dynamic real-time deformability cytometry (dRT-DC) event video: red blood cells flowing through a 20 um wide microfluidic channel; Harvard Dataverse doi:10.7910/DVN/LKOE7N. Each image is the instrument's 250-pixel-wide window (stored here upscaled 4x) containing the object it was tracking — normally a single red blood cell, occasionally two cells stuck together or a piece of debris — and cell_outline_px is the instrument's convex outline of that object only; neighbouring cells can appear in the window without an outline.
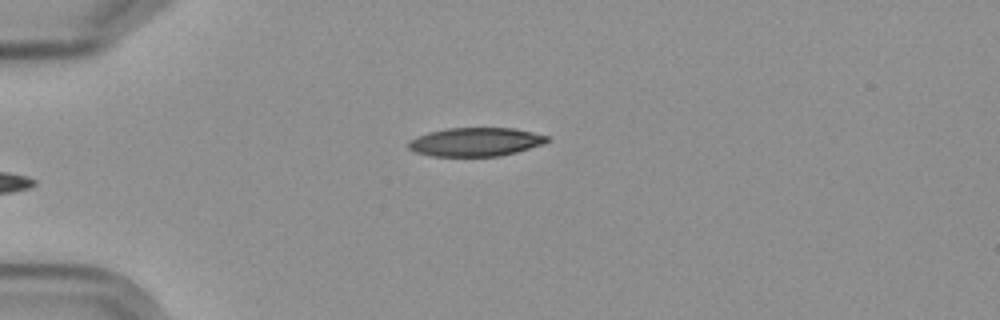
{"species": "Egyptian fruit bat (a non-hibernating species)", "species_latin": "Rousettus aegyptiacus", "temperature_condition": "cold", "stored_images_in_passage": 5, "camera_frame_rate_fps": 3000, "um_per_image_px": 0.085, "frame": {"image": 1, "passage_image": 5, "time_ms": 5.667, "image_size_px": [1000, 320], "cell_outline_px": [[548, 140], [544, 144], [516, 152], [500, 156], [432, 156], [416, 152], [408, 148], [408, 140], [416, 136], [428, 132], [448, 128], [512, 128], [532, 132], [548, 136]], "centroid_in_image_um": [40.4, 12.06], "position_along_channel_um": 44.6, "area_um2": 23.12}}